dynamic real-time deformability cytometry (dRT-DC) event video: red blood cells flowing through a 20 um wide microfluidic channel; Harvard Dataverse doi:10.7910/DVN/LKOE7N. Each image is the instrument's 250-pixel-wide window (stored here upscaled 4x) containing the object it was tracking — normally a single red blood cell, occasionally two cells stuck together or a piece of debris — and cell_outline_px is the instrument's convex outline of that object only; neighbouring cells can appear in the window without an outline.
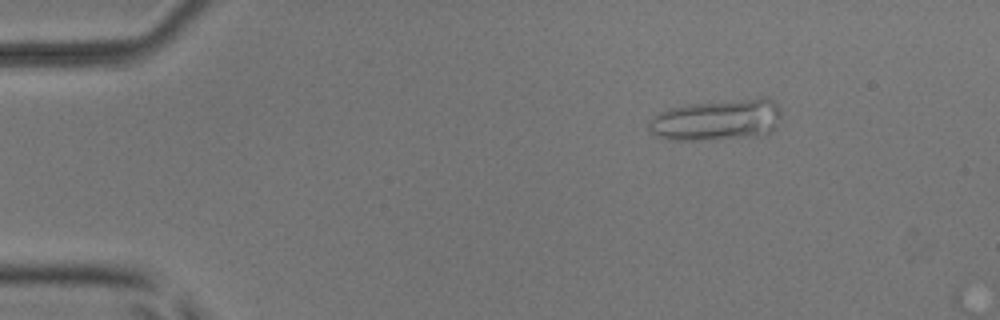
{"species": "common noctule bat (a hibernating species)", "species_latin": "Nyctalus noctula", "temperature_condition": "room temperature", "stored_images_in_passage": 3, "camera_frame_rate_fps": 3000, "um_per_image_px": 0.085, "animal": {"sex": "male", "body_mass_g": 17.9, "forearm_length_mm": 54.2}, "frame": {"image": 1, "passage_image": 2, "time_ms": 0.333, "image_size_px": [1000, 320], "cell_outline_px": [[780, 116], [776, 128], [768, 132], [756, 136], [704, 140], [668, 140], [656, 136], [648, 132], [648, 120], [652, 116], [660, 112], [684, 104], [760, 96], [768, 96], [780, 108]], "centroid_in_image_um": [60.92, 10.17], "position_along_channel_um": 24.1, "area_um2": 32.6}}